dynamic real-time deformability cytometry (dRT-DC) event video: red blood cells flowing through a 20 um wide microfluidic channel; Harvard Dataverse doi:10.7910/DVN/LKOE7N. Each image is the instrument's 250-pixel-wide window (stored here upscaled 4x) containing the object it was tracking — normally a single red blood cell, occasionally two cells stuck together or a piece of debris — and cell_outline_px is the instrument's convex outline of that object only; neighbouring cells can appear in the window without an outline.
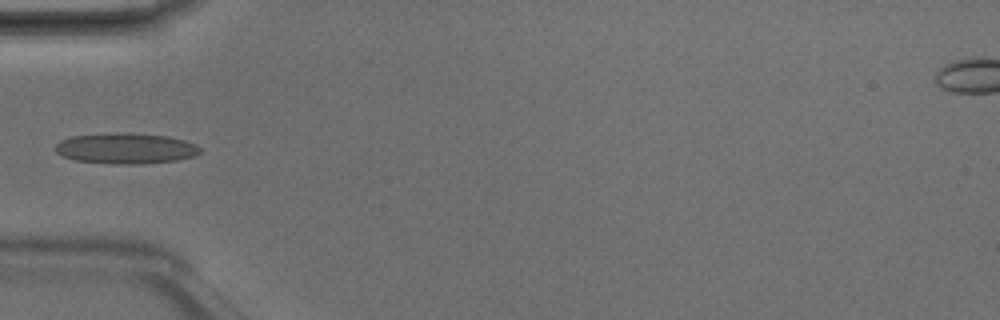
{"species": "Egyptian fruit bat (a non-hibernating species)", "species_latin": "Rousettus aegyptiacus", "temperature_condition": "room temperature", "stored_images_in_passage": 6, "camera_frame_rate_fps": 3000, "um_per_image_px": 0.085, "animal": {"sex": "male"}, "frame": {"image": 1, "passage_image": 5, "time_ms": 1.333, "image_size_px": [1000, 320], "cell_outline_px": [[200, 152], [196, 156], [176, 160], [144, 164], [112, 164], [76, 160], [64, 156], [56, 152], [56, 144], [60, 140], [72, 136], [120, 132], [124, 132], [168, 136], [184, 140], [196, 144], [200, 148]], "centroid_in_image_um": [10.72, 12.61], "position_along_channel_um": 74.3, "area_um2": 25.95}}